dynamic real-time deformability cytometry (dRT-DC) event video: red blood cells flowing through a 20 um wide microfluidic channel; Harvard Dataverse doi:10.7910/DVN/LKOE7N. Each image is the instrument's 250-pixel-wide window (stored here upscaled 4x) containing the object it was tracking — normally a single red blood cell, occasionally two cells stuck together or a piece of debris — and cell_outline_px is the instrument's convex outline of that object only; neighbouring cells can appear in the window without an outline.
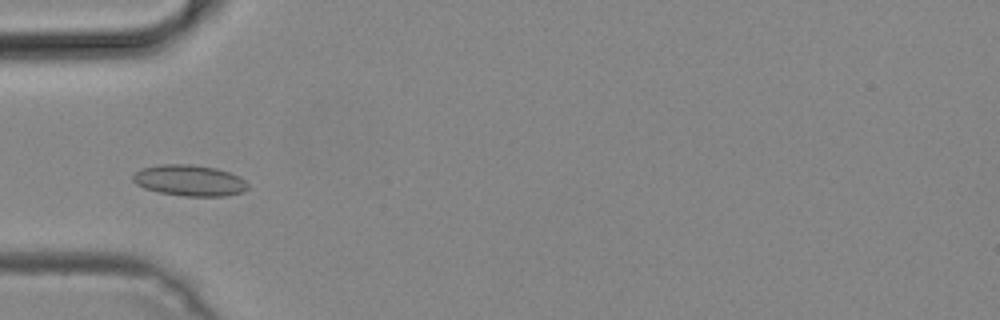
{"species": "common noctule bat (a hibernating species)", "species_latin": "Nyctalus noctula", "temperature_condition": "cold", "stored_images_in_passage": 31, "camera_frame_rate_fps": 3000, "um_per_image_px": 0.085, "animal": {"sex": "male", "body_mass_g": 19.2, "forearm_length_mm": 51.8}, "frame": {"image": 1, "passage_image": 5, "time_ms": 1.333, "image_size_px": [1000, 320], "cell_outline_px": [[248, 188], [244, 192], [228, 196], [184, 196], [160, 192], [144, 188], [136, 184], [132, 180], [132, 176], [140, 168], [160, 164], [192, 164], [216, 168], [240, 176], [248, 184]], "centroid_in_image_um": [16.11, 15.33], "position_along_channel_um": 68.9, "area_um2": 20.98}}
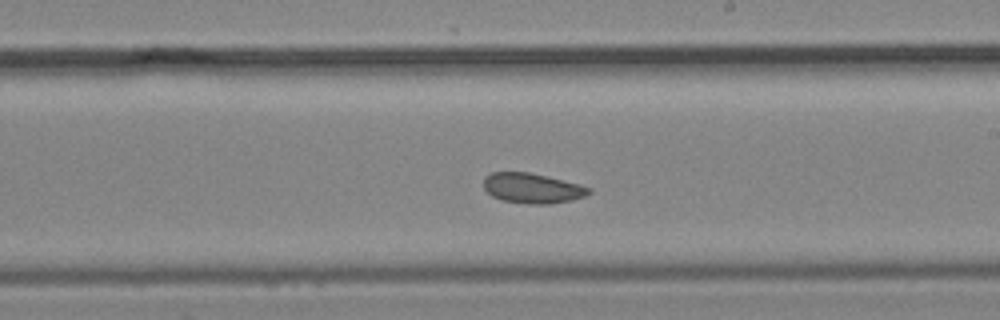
{"frame": {"image": 2, "passage_image": 18, "time_ms": 5.667, "image_size_px": [1000, 320], "cell_outline_px": [[592, 192], [584, 196], [572, 200], [548, 204], [528, 204], [500, 200], [492, 196], [484, 188], [484, 176], [492, 172], [528, 172], [580, 184], [592, 188]], "centroid_in_image_um": [45.24, 16.0], "position_along_channel_um": 243.8, "area_um2": 18.5}}
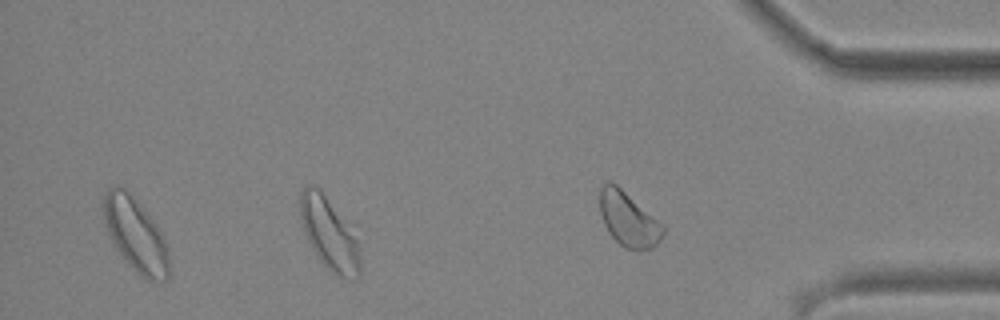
{"frame": {"image": 3, "passage_image": 29, "time_ms": 9.333, "image_size_px": [1000, 320], "cell_outline_px": [[360, 276], [356, 280], [344, 280], [332, 272], [320, 260], [308, 240], [304, 232], [300, 216], [300, 192], [304, 184], [308, 184], [316, 188], [324, 196], [344, 220], [356, 240], [360, 252]], "centroid_in_image_um": [27.98, 19.94], "position_along_channel_um": 407.2, "area_um2": 24.57}}